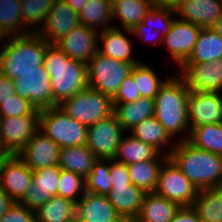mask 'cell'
I'll list each match as a JSON object with an SVG mask.
<instances>
[{
	"label": "cell",
	"mask_w": 222,
	"mask_h": 222,
	"mask_svg": "<svg viewBox=\"0 0 222 222\" xmlns=\"http://www.w3.org/2000/svg\"><path fill=\"white\" fill-rule=\"evenodd\" d=\"M173 75L167 77L154 98V117L168 135L174 141L178 138L176 142H179L186 141L190 133L187 113L190 90L178 73ZM179 135L180 137H178Z\"/></svg>",
	"instance_id": "6da1fadb"
},
{
	"label": "cell",
	"mask_w": 222,
	"mask_h": 222,
	"mask_svg": "<svg viewBox=\"0 0 222 222\" xmlns=\"http://www.w3.org/2000/svg\"><path fill=\"white\" fill-rule=\"evenodd\" d=\"M169 158L198 190L222 187V155L197 148L186 140L176 142Z\"/></svg>",
	"instance_id": "7a4b0ae2"
},
{
	"label": "cell",
	"mask_w": 222,
	"mask_h": 222,
	"mask_svg": "<svg viewBox=\"0 0 222 222\" xmlns=\"http://www.w3.org/2000/svg\"><path fill=\"white\" fill-rule=\"evenodd\" d=\"M50 75L53 101H62L88 87L87 64L69 58L57 45L50 44L43 62Z\"/></svg>",
	"instance_id": "3957f363"
},
{
	"label": "cell",
	"mask_w": 222,
	"mask_h": 222,
	"mask_svg": "<svg viewBox=\"0 0 222 222\" xmlns=\"http://www.w3.org/2000/svg\"><path fill=\"white\" fill-rule=\"evenodd\" d=\"M6 39L2 41L3 46L0 45L1 74L14 79L22 72L36 71L38 66L43 65L46 49L50 44L36 33Z\"/></svg>",
	"instance_id": "277c9868"
},
{
	"label": "cell",
	"mask_w": 222,
	"mask_h": 222,
	"mask_svg": "<svg viewBox=\"0 0 222 222\" xmlns=\"http://www.w3.org/2000/svg\"><path fill=\"white\" fill-rule=\"evenodd\" d=\"M39 129L60 148L87 143L88 126L70 117L59 106L40 110Z\"/></svg>",
	"instance_id": "5b68a950"
},
{
	"label": "cell",
	"mask_w": 222,
	"mask_h": 222,
	"mask_svg": "<svg viewBox=\"0 0 222 222\" xmlns=\"http://www.w3.org/2000/svg\"><path fill=\"white\" fill-rule=\"evenodd\" d=\"M58 106L70 117L86 126L113 114L112 98L90 87L65 99Z\"/></svg>",
	"instance_id": "8992f818"
},
{
	"label": "cell",
	"mask_w": 222,
	"mask_h": 222,
	"mask_svg": "<svg viewBox=\"0 0 222 222\" xmlns=\"http://www.w3.org/2000/svg\"><path fill=\"white\" fill-rule=\"evenodd\" d=\"M133 66L132 63L115 60L97 52L87 63L88 87L112 98Z\"/></svg>",
	"instance_id": "52a82bcc"
},
{
	"label": "cell",
	"mask_w": 222,
	"mask_h": 222,
	"mask_svg": "<svg viewBox=\"0 0 222 222\" xmlns=\"http://www.w3.org/2000/svg\"><path fill=\"white\" fill-rule=\"evenodd\" d=\"M198 191L170 158L163 163L154 191L156 194L186 207L192 206Z\"/></svg>",
	"instance_id": "ba28073f"
},
{
	"label": "cell",
	"mask_w": 222,
	"mask_h": 222,
	"mask_svg": "<svg viewBox=\"0 0 222 222\" xmlns=\"http://www.w3.org/2000/svg\"><path fill=\"white\" fill-rule=\"evenodd\" d=\"M13 82L15 94L29 100L36 109L58 106L52 99L50 75L43 65L36 71L20 73Z\"/></svg>",
	"instance_id": "9c48e42d"
},
{
	"label": "cell",
	"mask_w": 222,
	"mask_h": 222,
	"mask_svg": "<svg viewBox=\"0 0 222 222\" xmlns=\"http://www.w3.org/2000/svg\"><path fill=\"white\" fill-rule=\"evenodd\" d=\"M125 133L115 115L112 114L88 126L86 145L97 159H113Z\"/></svg>",
	"instance_id": "30bf717a"
},
{
	"label": "cell",
	"mask_w": 222,
	"mask_h": 222,
	"mask_svg": "<svg viewBox=\"0 0 222 222\" xmlns=\"http://www.w3.org/2000/svg\"><path fill=\"white\" fill-rule=\"evenodd\" d=\"M39 130V115L2 117L0 140L10 155H17Z\"/></svg>",
	"instance_id": "8fae6325"
},
{
	"label": "cell",
	"mask_w": 222,
	"mask_h": 222,
	"mask_svg": "<svg viewBox=\"0 0 222 222\" xmlns=\"http://www.w3.org/2000/svg\"><path fill=\"white\" fill-rule=\"evenodd\" d=\"M177 72L190 91L222 92V60L184 63Z\"/></svg>",
	"instance_id": "7c38bea8"
},
{
	"label": "cell",
	"mask_w": 222,
	"mask_h": 222,
	"mask_svg": "<svg viewBox=\"0 0 222 222\" xmlns=\"http://www.w3.org/2000/svg\"><path fill=\"white\" fill-rule=\"evenodd\" d=\"M33 182L19 202L30 210L36 211L53 196L58 195L61 174L59 165L32 170Z\"/></svg>",
	"instance_id": "4fadbf2b"
},
{
	"label": "cell",
	"mask_w": 222,
	"mask_h": 222,
	"mask_svg": "<svg viewBox=\"0 0 222 222\" xmlns=\"http://www.w3.org/2000/svg\"><path fill=\"white\" fill-rule=\"evenodd\" d=\"M79 24V13L73 10L64 0H55L43 25L36 34L47 43L56 44Z\"/></svg>",
	"instance_id": "5bb4252c"
},
{
	"label": "cell",
	"mask_w": 222,
	"mask_h": 222,
	"mask_svg": "<svg viewBox=\"0 0 222 222\" xmlns=\"http://www.w3.org/2000/svg\"><path fill=\"white\" fill-rule=\"evenodd\" d=\"M202 27L175 18L170 31L163 37V44L170 52L171 59L180 68L192 54Z\"/></svg>",
	"instance_id": "9a60e30c"
},
{
	"label": "cell",
	"mask_w": 222,
	"mask_h": 222,
	"mask_svg": "<svg viewBox=\"0 0 222 222\" xmlns=\"http://www.w3.org/2000/svg\"><path fill=\"white\" fill-rule=\"evenodd\" d=\"M187 113L190 129L202 125L221 124V93L190 91Z\"/></svg>",
	"instance_id": "2e32d148"
},
{
	"label": "cell",
	"mask_w": 222,
	"mask_h": 222,
	"mask_svg": "<svg viewBox=\"0 0 222 222\" xmlns=\"http://www.w3.org/2000/svg\"><path fill=\"white\" fill-rule=\"evenodd\" d=\"M100 31L79 24L59 40L57 45L69 58L87 64L97 53Z\"/></svg>",
	"instance_id": "e0dca14e"
},
{
	"label": "cell",
	"mask_w": 222,
	"mask_h": 222,
	"mask_svg": "<svg viewBox=\"0 0 222 222\" xmlns=\"http://www.w3.org/2000/svg\"><path fill=\"white\" fill-rule=\"evenodd\" d=\"M33 182V172L17 155L0 164V186L13 202L19 203Z\"/></svg>",
	"instance_id": "ac0fdd59"
},
{
	"label": "cell",
	"mask_w": 222,
	"mask_h": 222,
	"mask_svg": "<svg viewBox=\"0 0 222 222\" xmlns=\"http://www.w3.org/2000/svg\"><path fill=\"white\" fill-rule=\"evenodd\" d=\"M59 151L60 147L39 130L17 156L30 170H35L57 165Z\"/></svg>",
	"instance_id": "d6986e66"
},
{
	"label": "cell",
	"mask_w": 222,
	"mask_h": 222,
	"mask_svg": "<svg viewBox=\"0 0 222 222\" xmlns=\"http://www.w3.org/2000/svg\"><path fill=\"white\" fill-rule=\"evenodd\" d=\"M175 12L183 21L202 28L212 27L222 15V0H181Z\"/></svg>",
	"instance_id": "ffe728a7"
},
{
	"label": "cell",
	"mask_w": 222,
	"mask_h": 222,
	"mask_svg": "<svg viewBox=\"0 0 222 222\" xmlns=\"http://www.w3.org/2000/svg\"><path fill=\"white\" fill-rule=\"evenodd\" d=\"M124 32L131 36L133 35L131 30H122L117 25L100 31L98 40L101 42V46H103H98L97 52L112 59L136 65L140 61L132 56L133 44Z\"/></svg>",
	"instance_id": "44dd1931"
},
{
	"label": "cell",
	"mask_w": 222,
	"mask_h": 222,
	"mask_svg": "<svg viewBox=\"0 0 222 222\" xmlns=\"http://www.w3.org/2000/svg\"><path fill=\"white\" fill-rule=\"evenodd\" d=\"M124 219L109 203L105 195L85 192L76 203V222H109Z\"/></svg>",
	"instance_id": "7402d4cb"
},
{
	"label": "cell",
	"mask_w": 222,
	"mask_h": 222,
	"mask_svg": "<svg viewBox=\"0 0 222 222\" xmlns=\"http://www.w3.org/2000/svg\"><path fill=\"white\" fill-rule=\"evenodd\" d=\"M144 195L145 192L133 184H115L106 197L120 216L135 219L140 212Z\"/></svg>",
	"instance_id": "603a6c76"
},
{
	"label": "cell",
	"mask_w": 222,
	"mask_h": 222,
	"mask_svg": "<svg viewBox=\"0 0 222 222\" xmlns=\"http://www.w3.org/2000/svg\"><path fill=\"white\" fill-rule=\"evenodd\" d=\"M155 102L140 97L132 103H113V114L127 133L143 120L154 117Z\"/></svg>",
	"instance_id": "cb8c5ba5"
},
{
	"label": "cell",
	"mask_w": 222,
	"mask_h": 222,
	"mask_svg": "<svg viewBox=\"0 0 222 222\" xmlns=\"http://www.w3.org/2000/svg\"><path fill=\"white\" fill-rule=\"evenodd\" d=\"M129 133L144 143L153 146L161 154L167 156L170 155L176 144L155 117L143 120L133 127ZM163 147L166 150H164Z\"/></svg>",
	"instance_id": "d4e9b609"
},
{
	"label": "cell",
	"mask_w": 222,
	"mask_h": 222,
	"mask_svg": "<svg viewBox=\"0 0 222 222\" xmlns=\"http://www.w3.org/2000/svg\"><path fill=\"white\" fill-rule=\"evenodd\" d=\"M180 207L155 192L145 193L140 212L135 219L138 222H171Z\"/></svg>",
	"instance_id": "484cf974"
},
{
	"label": "cell",
	"mask_w": 222,
	"mask_h": 222,
	"mask_svg": "<svg viewBox=\"0 0 222 222\" xmlns=\"http://www.w3.org/2000/svg\"><path fill=\"white\" fill-rule=\"evenodd\" d=\"M169 156L160 154L154 160H147L127 165L131 182L145 193L154 192L157 188L162 163Z\"/></svg>",
	"instance_id": "4316f807"
},
{
	"label": "cell",
	"mask_w": 222,
	"mask_h": 222,
	"mask_svg": "<svg viewBox=\"0 0 222 222\" xmlns=\"http://www.w3.org/2000/svg\"><path fill=\"white\" fill-rule=\"evenodd\" d=\"M96 160L97 157L87 145H79L60 148L58 165L62 170L74 172L85 179Z\"/></svg>",
	"instance_id": "83f0119b"
},
{
	"label": "cell",
	"mask_w": 222,
	"mask_h": 222,
	"mask_svg": "<svg viewBox=\"0 0 222 222\" xmlns=\"http://www.w3.org/2000/svg\"><path fill=\"white\" fill-rule=\"evenodd\" d=\"M127 136V137H126ZM161 153L151 145L133 137L123 135L113 160L130 165L137 162L156 159Z\"/></svg>",
	"instance_id": "f1b7e54d"
},
{
	"label": "cell",
	"mask_w": 222,
	"mask_h": 222,
	"mask_svg": "<svg viewBox=\"0 0 222 222\" xmlns=\"http://www.w3.org/2000/svg\"><path fill=\"white\" fill-rule=\"evenodd\" d=\"M222 60V38L211 28H202L192 54L185 63Z\"/></svg>",
	"instance_id": "f546056e"
},
{
	"label": "cell",
	"mask_w": 222,
	"mask_h": 222,
	"mask_svg": "<svg viewBox=\"0 0 222 222\" xmlns=\"http://www.w3.org/2000/svg\"><path fill=\"white\" fill-rule=\"evenodd\" d=\"M36 222H76V203L55 195L35 211Z\"/></svg>",
	"instance_id": "4dcf8cb0"
},
{
	"label": "cell",
	"mask_w": 222,
	"mask_h": 222,
	"mask_svg": "<svg viewBox=\"0 0 222 222\" xmlns=\"http://www.w3.org/2000/svg\"><path fill=\"white\" fill-rule=\"evenodd\" d=\"M192 208L201 222H222V187L199 190Z\"/></svg>",
	"instance_id": "1f68e13d"
},
{
	"label": "cell",
	"mask_w": 222,
	"mask_h": 222,
	"mask_svg": "<svg viewBox=\"0 0 222 222\" xmlns=\"http://www.w3.org/2000/svg\"><path fill=\"white\" fill-rule=\"evenodd\" d=\"M152 7L151 0H122L112 6V19L120 21V28L132 30Z\"/></svg>",
	"instance_id": "d6a6232c"
},
{
	"label": "cell",
	"mask_w": 222,
	"mask_h": 222,
	"mask_svg": "<svg viewBox=\"0 0 222 222\" xmlns=\"http://www.w3.org/2000/svg\"><path fill=\"white\" fill-rule=\"evenodd\" d=\"M80 24L98 31L112 27V6L107 0H89L79 13ZM101 28V30H99Z\"/></svg>",
	"instance_id": "836d02e7"
},
{
	"label": "cell",
	"mask_w": 222,
	"mask_h": 222,
	"mask_svg": "<svg viewBox=\"0 0 222 222\" xmlns=\"http://www.w3.org/2000/svg\"><path fill=\"white\" fill-rule=\"evenodd\" d=\"M0 31L5 37L31 33L23 24L20 0H0Z\"/></svg>",
	"instance_id": "e575fe53"
},
{
	"label": "cell",
	"mask_w": 222,
	"mask_h": 222,
	"mask_svg": "<svg viewBox=\"0 0 222 222\" xmlns=\"http://www.w3.org/2000/svg\"><path fill=\"white\" fill-rule=\"evenodd\" d=\"M187 141L197 148L222 155V123L191 128Z\"/></svg>",
	"instance_id": "d590c367"
},
{
	"label": "cell",
	"mask_w": 222,
	"mask_h": 222,
	"mask_svg": "<svg viewBox=\"0 0 222 222\" xmlns=\"http://www.w3.org/2000/svg\"><path fill=\"white\" fill-rule=\"evenodd\" d=\"M111 159H97L91 172L85 178L86 192L107 195L112 188L110 175Z\"/></svg>",
	"instance_id": "8d00e7d4"
},
{
	"label": "cell",
	"mask_w": 222,
	"mask_h": 222,
	"mask_svg": "<svg viewBox=\"0 0 222 222\" xmlns=\"http://www.w3.org/2000/svg\"><path fill=\"white\" fill-rule=\"evenodd\" d=\"M133 80L142 98L154 99L165 81L148 64L140 62L133 66Z\"/></svg>",
	"instance_id": "74e56055"
},
{
	"label": "cell",
	"mask_w": 222,
	"mask_h": 222,
	"mask_svg": "<svg viewBox=\"0 0 222 222\" xmlns=\"http://www.w3.org/2000/svg\"><path fill=\"white\" fill-rule=\"evenodd\" d=\"M54 2L55 0H20L23 24L31 33H36L43 25Z\"/></svg>",
	"instance_id": "f35d334b"
},
{
	"label": "cell",
	"mask_w": 222,
	"mask_h": 222,
	"mask_svg": "<svg viewBox=\"0 0 222 222\" xmlns=\"http://www.w3.org/2000/svg\"><path fill=\"white\" fill-rule=\"evenodd\" d=\"M85 192V179L82 176L74 172L61 169L58 185V196L67 198L77 203Z\"/></svg>",
	"instance_id": "ab89813d"
},
{
	"label": "cell",
	"mask_w": 222,
	"mask_h": 222,
	"mask_svg": "<svg viewBox=\"0 0 222 222\" xmlns=\"http://www.w3.org/2000/svg\"><path fill=\"white\" fill-rule=\"evenodd\" d=\"M176 12L172 8L152 7L142 19V23L158 31L164 37L171 29Z\"/></svg>",
	"instance_id": "60d3db41"
},
{
	"label": "cell",
	"mask_w": 222,
	"mask_h": 222,
	"mask_svg": "<svg viewBox=\"0 0 222 222\" xmlns=\"http://www.w3.org/2000/svg\"><path fill=\"white\" fill-rule=\"evenodd\" d=\"M40 110L27 99L18 95L11 98L0 99V115L2 117H18L23 115H39Z\"/></svg>",
	"instance_id": "b9f144b4"
},
{
	"label": "cell",
	"mask_w": 222,
	"mask_h": 222,
	"mask_svg": "<svg viewBox=\"0 0 222 222\" xmlns=\"http://www.w3.org/2000/svg\"><path fill=\"white\" fill-rule=\"evenodd\" d=\"M140 98V93L133 80V68L131 73L118 87L116 94L112 97V103H132Z\"/></svg>",
	"instance_id": "7bdbcfd3"
},
{
	"label": "cell",
	"mask_w": 222,
	"mask_h": 222,
	"mask_svg": "<svg viewBox=\"0 0 222 222\" xmlns=\"http://www.w3.org/2000/svg\"><path fill=\"white\" fill-rule=\"evenodd\" d=\"M0 222H36L35 211L14 202L0 218Z\"/></svg>",
	"instance_id": "ee69618b"
},
{
	"label": "cell",
	"mask_w": 222,
	"mask_h": 222,
	"mask_svg": "<svg viewBox=\"0 0 222 222\" xmlns=\"http://www.w3.org/2000/svg\"><path fill=\"white\" fill-rule=\"evenodd\" d=\"M131 31H132L133 36H136V37L138 36L141 38V40L143 39V41L145 42H149L150 39H151L150 43L152 44L156 43V44L161 45L163 42V36L161 35L160 32L156 30L154 31L152 27H148L142 22L137 24Z\"/></svg>",
	"instance_id": "f6af8a7d"
},
{
	"label": "cell",
	"mask_w": 222,
	"mask_h": 222,
	"mask_svg": "<svg viewBox=\"0 0 222 222\" xmlns=\"http://www.w3.org/2000/svg\"><path fill=\"white\" fill-rule=\"evenodd\" d=\"M110 175L112 185L132 184L127 165L111 159Z\"/></svg>",
	"instance_id": "bcb514c9"
},
{
	"label": "cell",
	"mask_w": 222,
	"mask_h": 222,
	"mask_svg": "<svg viewBox=\"0 0 222 222\" xmlns=\"http://www.w3.org/2000/svg\"><path fill=\"white\" fill-rule=\"evenodd\" d=\"M171 222H201L192 206L180 207Z\"/></svg>",
	"instance_id": "7dc6e473"
},
{
	"label": "cell",
	"mask_w": 222,
	"mask_h": 222,
	"mask_svg": "<svg viewBox=\"0 0 222 222\" xmlns=\"http://www.w3.org/2000/svg\"><path fill=\"white\" fill-rule=\"evenodd\" d=\"M12 95H15L13 79L0 73V99L11 98Z\"/></svg>",
	"instance_id": "c3c4849f"
},
{
	"label": "cell",
	"mask_w": 222,
	"mask_h": 222,
	"mask_svg": "<svg viewBox=\"0 0 222 222\" xmlns=\"http://www.w3.org/2000/svg\"><path fill=\"white\" fill-rule=\"evenodd\" d=\"M14 202L0 186V218Z\"/></svg>",
	"instance_id": "681fc988"
},
{
	"label": "cell",
	"mask_w": 222,
	"mask_h": 222,
	"mask_svg": "<svg viewBox=\"0 0 222 222\" xmlns=\"http://www.w3.org/2000/svg\"><path fill=\"white\" fill-rule=\"evenodd\" d=\"M181 0H151L153 7H163L176 9Z\"/></svg>",
	"instance_id": "f907efd6"
},
{
	"label": "cell",
	"mask_w": 222,
	"mask_h": 222,
	"mask_svg": "<svg viewBox=\"0 0 222 222\" xmlns=\"http://www.w3.org/2000/svg\"><path fill=\"white\" fill-rule=\"evenodd\" d=\"M73 10L80 13L89 0H64Z\"/></svg>",
	"instance_id": "816d5d0a"
},
{
	"label": "cell",
	"mask_w": 222,
	"mask_h": 222,
	"mask_svg": "<svg viewBox=\"0 0 222 222\" xmlns=\"http://www.w3.org/2000/svg\"><path fill=\"white\" fill-rule=\"evenodd\" d=\"M211 28L222 38V15L217 19Z\"/></svg>",
	"instance_id": "f5cc1de1"
},
{
	"label": "cell",
	"mask_w": 222,
	"mask_h": 222,
	"mask_svg": "<svg viewBox=\"0 0 222 222\" xmlns=\"http://www.w3.org/2000/svg\"><path fill=\"white\" fill-rule=\"evenodd\" d=\"M10 156V153L4 148L0 140V164Z\"/></svg>",
	"instance_id": "db71d44e"
},
{
	"label": "cell",
	"mask_w": 222,
	"mask_h": 222,
	"mask_svg": "<svg viewBox=\"0 0 222 222\" xmlns=\"http://www.w3.org/2000/svg\"><path fill=\"white\" fill-rule=\"evenodd\" d=\"M111 6L122 0H107Z\"/></svg>",
	"instance_id": "11a10c76"
},
{
	"label": "cell",
	"mask_w": 222,
	"mask_h": 222,
	"mask_svg": "<svg viewBox=\"0 0 222 222\" xmlns=\"http://www.w3.org/2000/svg\"><path fill=\"white\" fill-rule=\"evenodd\" d=\"M123 222H138L136 219H124Z\"/></svg>",
	"instance_id": "9f6ffc18"
},
{
	"label": "cell",
	"mask_w": 222,
	"mask_h": 222,
	"mask_svg": "<svg viewBox=\"0 0 222 222\" xmlns=\"http://www.w3.org/2000/svg\"><path fill=\"white\" fill-rule=\"evenodd\" d=\"M124 219H113L110 220L109 222H123Z\"/></svg>",
	"instance_id": "6f0895ef"
},
{
	"label": "cell",
	"mask_w": 222,
	"mask_h": 222,
	"mask_svg": "<svg viewBox=\"0 0 222 222\" xmlns=\"http://www.w3.org/2000/svg\"><path fill=\"white\" fill-rule=\"evenodd\" d=\"M6 37L0 31V42L3 41Z\"/></svg>",
	"instance_id": "680465c9"
},
{
	"label": "cell",
	"mask_w": 222,
	"mask_h": 222,
	"mask_svg": "<svg viewBox=\"0 0 222 222\" xmlns=\"http://www.w3.org/2000/svg\"><path fill=\"white\" fill-rule=\"evenodd\" d=\"M1 121H2V116L0 115V129H1Z\"/></svg>",
	"instance_id": "91938a15"
}]
</instances>
